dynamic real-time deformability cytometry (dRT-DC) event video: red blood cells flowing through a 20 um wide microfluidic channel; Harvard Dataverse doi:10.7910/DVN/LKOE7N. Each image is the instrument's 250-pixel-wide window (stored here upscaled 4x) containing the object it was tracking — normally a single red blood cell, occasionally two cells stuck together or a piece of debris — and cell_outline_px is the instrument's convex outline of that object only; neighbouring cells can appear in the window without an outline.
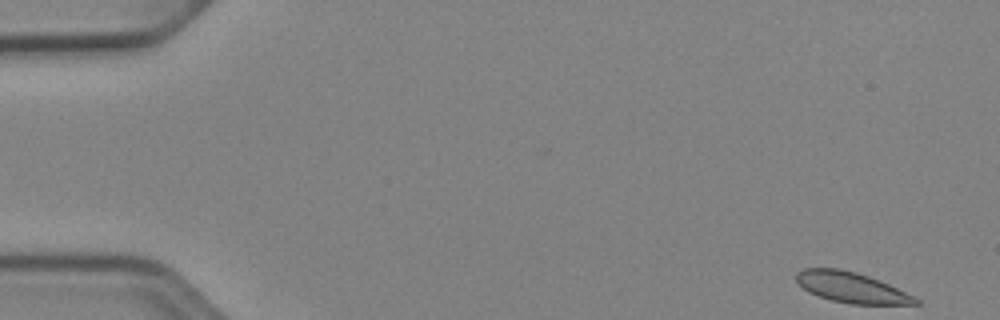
{"species": "Egyptian fruit bat (a non-hibernating species)", "species_latin": "Rousettus aegyptiacus", "temperature_condition": "cold", "stored_images_in_passage": 13, "camera_frame_rate_fps": 3000, "um_per_image_px": 0.085, "animal": {"sex": "female"}, "frame": {"image": 1, "passage_image": 1, "time_ms": 0.0, "image_size_px": [1000, 320], "cell_outline_px": [[920, 304], [852, 304], [832, 300], [808, 292], [796, 280], [796, 272], [804, 268], [840, 268], [856, 272], [880, 280], [916, 296], [920, 300]], "centroid_in_image_um": [72.4, 24.43], "position_along_channel_um": 12.6, "area_um2": 21.21}}
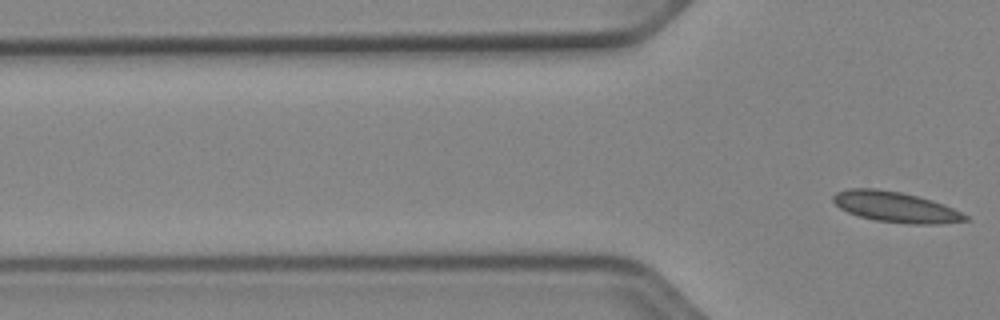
{"frame": {"image": 2, "passage_image": 13, "time_ms": 4.0, "image_size_px": [1000, 320], "cell_outline_px": [[968, 220], [936, 224], [908, 224], [876, 220], [860, 216], [848, 212], [840, 208], [832, 200], [832, 196], [836, 192], [848, 188], [876, 188], [900, 192], [932, 200], [944, 204], [968, 216]], "centroid_in_image_um": [76.09, 17.58], "position_along_channel_um": 49.7, "area_um2": 23.35}}